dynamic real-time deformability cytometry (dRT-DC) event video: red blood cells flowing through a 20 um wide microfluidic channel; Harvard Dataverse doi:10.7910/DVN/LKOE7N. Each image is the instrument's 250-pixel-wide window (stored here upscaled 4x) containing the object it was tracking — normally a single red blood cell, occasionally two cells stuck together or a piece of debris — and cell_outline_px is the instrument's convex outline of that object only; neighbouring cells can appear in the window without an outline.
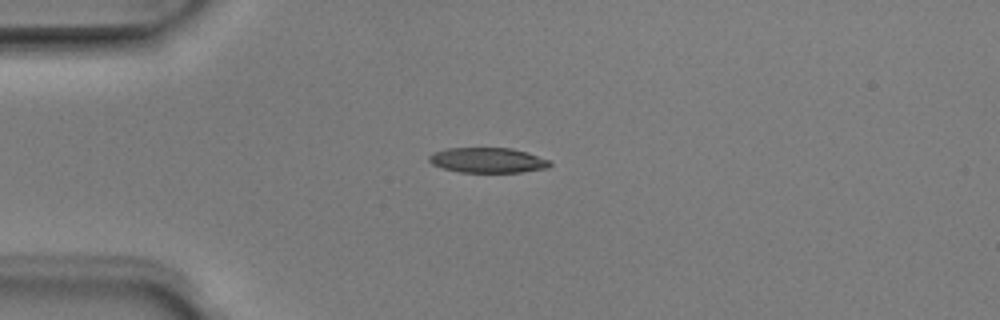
{"species": "Egyptian fruit bat (a non-hibernating species)", "species_latin": "Rousettus aegyptiacus", "temperature_condition": "room temperature", "stored_images_in_passage": 6, "camera_frame_rate_fps": 3000, "um_per_image_px": 0.085, "animal": {"sex": "male"}, "frame": {"image": 1, "passage_image": 3, "time_ms": 0.667, "image_size_px": [1000, 320], "cell_outline_px": [[552, 164], [548, 168], [520, 172], [460, 172], [444, 168], [432, 164], [428, 160], [428, 156], [432, 152], [448, 148], [512, 148], [548, 160]], "centroid_in_image_um": [41.41, 13.62], "position_along_channel_um": 43.6, "area_um2": 17.51}}
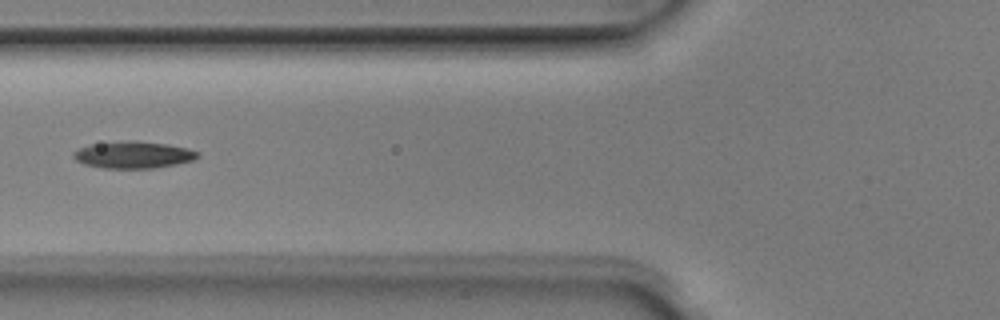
{"frame": {"image": 2, "passage_image": 5, "time_ms": 1.333, "image_size_px": [1000, 320], "cell_outline_px": [[200, 156], [196, 160], [156, 168], [104, 168], [84, 164], [76, 160], [72, 156], [72, 152], [80, 148], [92, 144], [128, 140], [168, 144], [200, 152]], "centroid_in_image_um": [11.35, 13.16], "position_along_channel_um": 114.4, "area_um2": 19.48}}
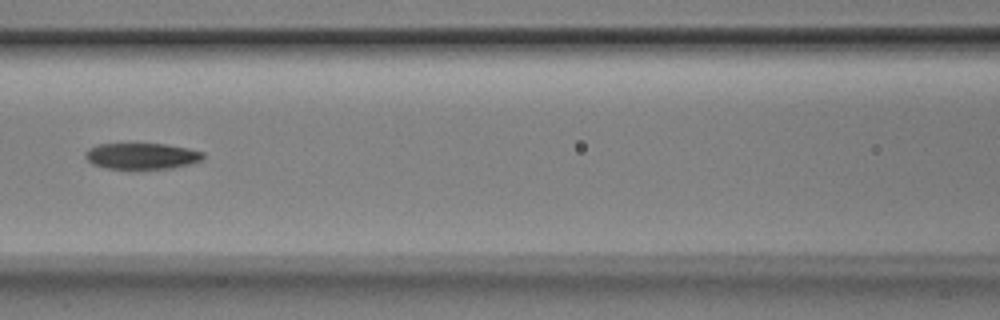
{"frame": {"image": 3, "passage_image": 6, "time_ms": 1.667, "image_size_px": [1000, 320], "cell_outline_px": [[204, 156], [200, 160], [192, 164], [172, 168], [104, 168], [92, 164], [84, 156], [88, 148], [100, 144], [164, 144], [188, 148], [204, 152]], "centroid_in_image_um": [12.05, 13.26], "position_along_channel_um": 154.5, "area_um2": 17.8}}